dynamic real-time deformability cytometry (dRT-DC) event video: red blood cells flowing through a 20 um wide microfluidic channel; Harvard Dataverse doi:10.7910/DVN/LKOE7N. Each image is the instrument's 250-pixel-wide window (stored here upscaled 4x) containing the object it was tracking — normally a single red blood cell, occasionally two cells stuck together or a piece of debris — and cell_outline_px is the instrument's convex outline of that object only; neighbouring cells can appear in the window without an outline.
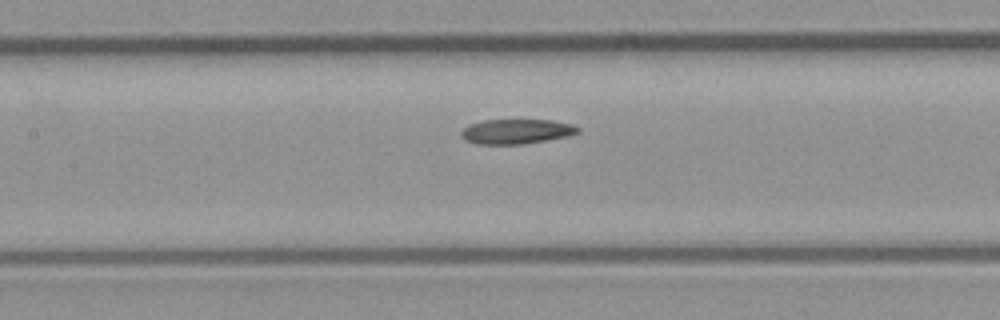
{"species": "common noctule bat (a hibernating species)", "species_latin": "Nyctalus noctula", "temperature_condition": "room temperature", "stored_images_in_passage": 7, "camera_frame_rate_fps": 3000, "um_per_image_px": 0.085, "animal": {"sex": "male", "body_mass_g": 23.1, "forearm_length_mm": 52.7}, "frame": {"image": 1, "passage_image": 7, "time_ms": 2.0, "image_size_px": [1000, 320], "cell_outline_px": [[580, 132], [568, 136], [524, 144], [476, 144], [464, 140], [460, 136], [460, 132], [468, 124], [484, 120], [552, 120], [572, 124], [580, 128]], "centroid_in_image_um": [43.87, 11.17], "position_along_channel_um": 163.5, "area_um2": 16.99}}